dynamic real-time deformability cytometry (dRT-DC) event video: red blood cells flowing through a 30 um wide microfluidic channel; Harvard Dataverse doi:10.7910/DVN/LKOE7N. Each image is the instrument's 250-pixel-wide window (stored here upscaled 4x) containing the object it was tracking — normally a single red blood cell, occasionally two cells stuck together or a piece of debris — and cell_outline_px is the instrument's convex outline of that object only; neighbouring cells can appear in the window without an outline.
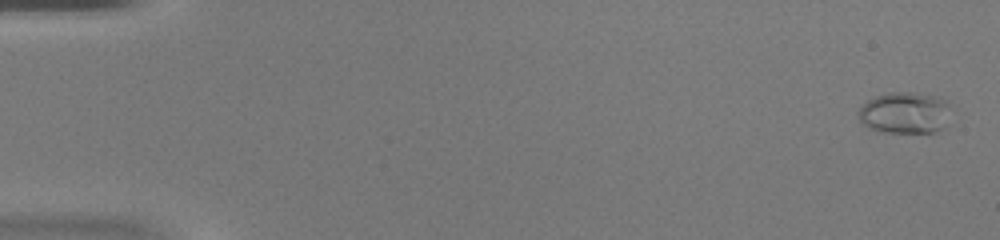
{"species": "common noctule bat (a hibernating species)", "species_latin": "Nyctalus noctula", "temperature_condition": "warm", "stored_images_in_passage": 48, "camera_frame_rate_fps": 3000, "um_per_image_px": 0.085, "animal": {"sex": "female", "body_mass_g": 20.0, "forearm_length_mm": 54.0}, "frame": {"image": 1, "passage_image": 2, "time_ms": 0.333, "image_size_px": [1000, 240], "cell_outline_px": [[948, 104], [940, 128], [932, 132], [884, 132], [872, 128], [864, 124], [860, 120], [856, 112], [868, 100], [876, 96], [892, 92], [908, 92], [940, 96], [948, 100]], "centroid_in_image_um": [76.84, 9.56], "position_along_channel_um": 8.2, "area_um2": 21.68}}
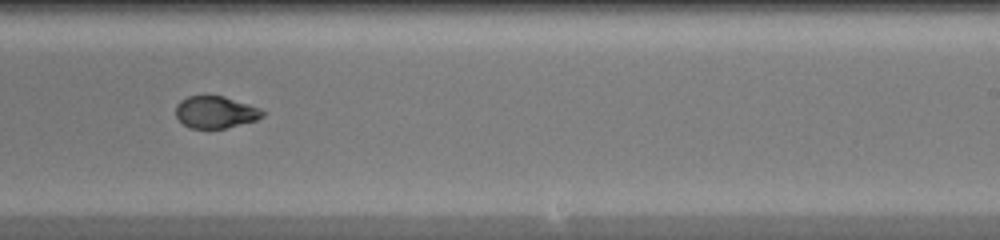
{"frame": {"image": 2, "passage_image": 31, "time_ms": 10.0, "image_size_px": [1000, 240], "cell_outline_px": [[268, 112], [264, 116], [256, 120], [224, 128], [192, 128], [184, 124], [176, 116], [176, 104], [180, 100], [188, 96], [224, 96], [260, 108]], "centroid_in_image_um": [18.34, 9.52], "position_along_channel_um": 270.7, "area_um2": 16.13}}
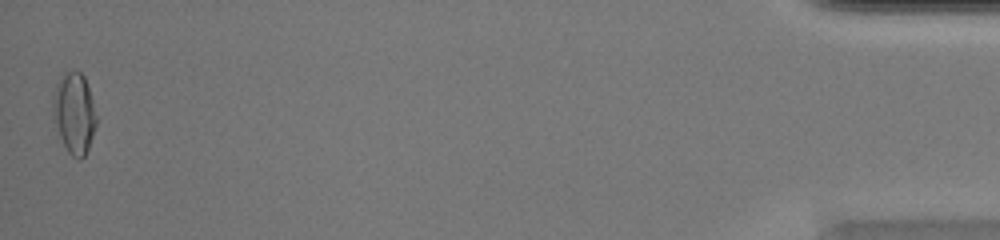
{"frame": {"image": 3, "passage_image": 48, "time_ms": 15.667, "image_size_px": [1000, 240], "cell_outline_px": [[96, 124], [88, 148], [84, 156], [80, 160], [72, 156], [68, 152], [60, 136], [52, 116], [52, 96], [56, 84], [60, 76], [64, 72], [80, 72], [84, 76], [92, 100], [96, 116]], "centroid_in_image_um": [6.28, 9.61], "position_along_channel_um": 428.9, "area_um2": 20.29}}